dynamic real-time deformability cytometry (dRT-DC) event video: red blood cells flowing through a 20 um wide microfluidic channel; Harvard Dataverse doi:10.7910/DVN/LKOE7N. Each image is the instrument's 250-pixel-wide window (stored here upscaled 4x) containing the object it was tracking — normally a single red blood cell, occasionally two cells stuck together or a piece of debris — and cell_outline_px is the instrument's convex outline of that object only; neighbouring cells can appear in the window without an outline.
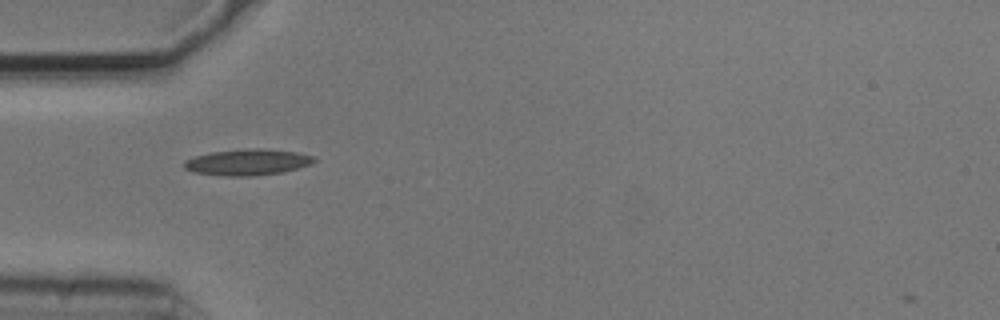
{"species": "common noctule bat (a hibernating species)", "species_latin": "Nyctalus noctula", "temperature_condition": "cold", "stored_images_in_passage": 32, "camera_frame_rate_fps": 3000, "um_per_image_px": 0.085, "animal": {"sex": "male", "body_mass_g": 20.5, "forearm_length_mm": 52.5}, "frame": {"image": 1, "passage_image": 1, "time_ms": 0.0, "image_size_px": [1000, 320], "cell_outline_px": [[316, 160], [308, 164], [296, 168], [280, 172], [252, 176], [224, 176], [192, 172], [184, 168], [184, 160], [196, 156], [212, 152], [248, 148], [264, 148], [296, 152], [316, 156]], "centroid_in_image_um": [21.01, 13.78], "position_along_channel_um": 64.0, "area_um2": 19.71}}
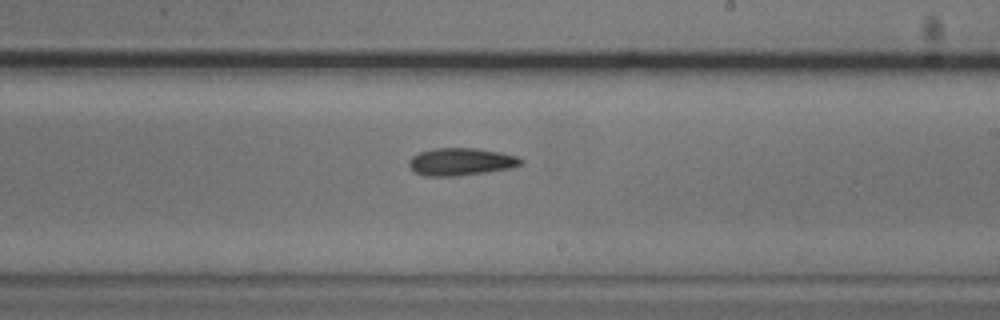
{"frame": {"image": 2, "passage_image": 16, "time_ms": 5.0, "image_size_px": [1000, 320], "cell_outline_px": [[524, 164], [512, 168], [456, 176], [424, 176], [416, 172], [408, 164], [408, 160], [412, 156], [420, 152], [432, 148], [476, 148], [500, 152], [516, 156], [524, 160]], "centroid_in_image_um": [39.19, 13.74], "position_along_channel_um": 249.8, "area_um2": 17.98}}
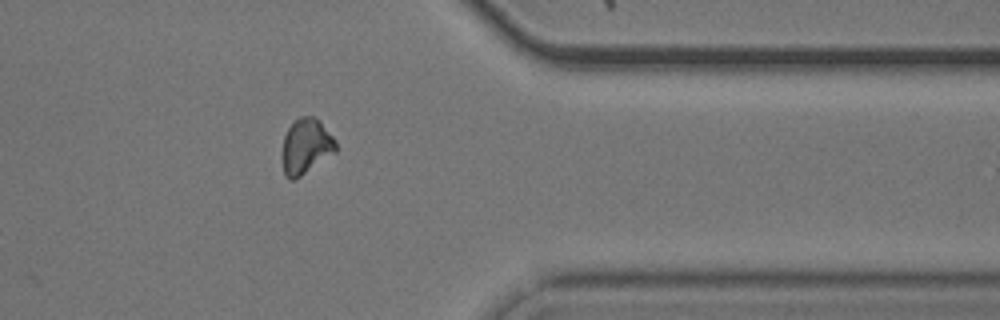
{"frame": {"image": 3, "passage_image": 28, "time_ms": 9.0, "image_size_px": [1000, 320], "cell_outline_px": [[336, 152], [296, 180], [288, 180], [284, 176], [284, 136], [288, 128], [300, 116], [312, 116], [320, 120], [336, 140]], "centroid_in_image_um": [26.04, 12.45], "position_along_channel_um": 385.4, "area_um2": 17.22}}